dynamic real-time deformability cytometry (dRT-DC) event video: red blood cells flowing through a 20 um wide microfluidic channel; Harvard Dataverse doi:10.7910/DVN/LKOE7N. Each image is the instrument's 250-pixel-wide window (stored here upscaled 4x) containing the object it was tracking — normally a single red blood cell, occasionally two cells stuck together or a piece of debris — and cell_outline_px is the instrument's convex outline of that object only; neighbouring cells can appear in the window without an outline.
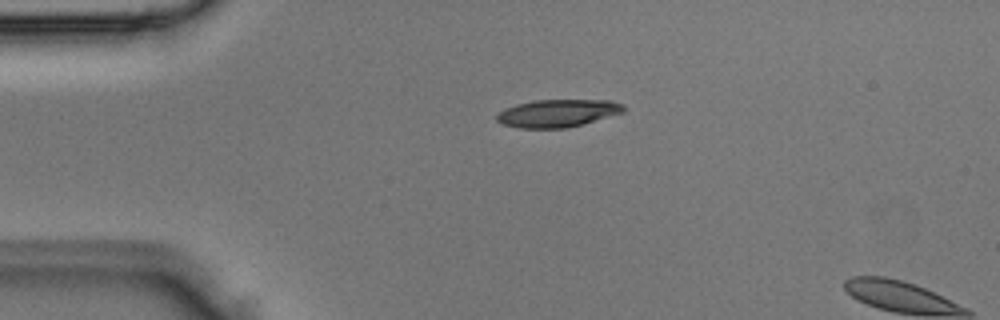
{"species": "Egyptian fruit bat (a non-hibernating species)", "species_latin": "Rousettus aegyptiacus", "temperature_condition": "room temperature", "stored_images_in_passage": 2, "camera_frame_rate_fps": 3000, "um_per_image_px": 0.085, "animal": {"sex": "male"}, "frame": {"image": 1, "passage_image": 1, "time_ms": 0.0, "image_size_px": [1000, 320], "cell_outline_px": [[624, 112], [584, 124], [568, 128], [520, 128], [504, 124], [496, 120], [496, 116], [500, 112], [516, 104], [536, 100], [608, 100], [624, 104]], "centroid_in_image_um": [47.44, 9.62], "position_along_channel_um": 37.6, "area_um2": 20.35}}